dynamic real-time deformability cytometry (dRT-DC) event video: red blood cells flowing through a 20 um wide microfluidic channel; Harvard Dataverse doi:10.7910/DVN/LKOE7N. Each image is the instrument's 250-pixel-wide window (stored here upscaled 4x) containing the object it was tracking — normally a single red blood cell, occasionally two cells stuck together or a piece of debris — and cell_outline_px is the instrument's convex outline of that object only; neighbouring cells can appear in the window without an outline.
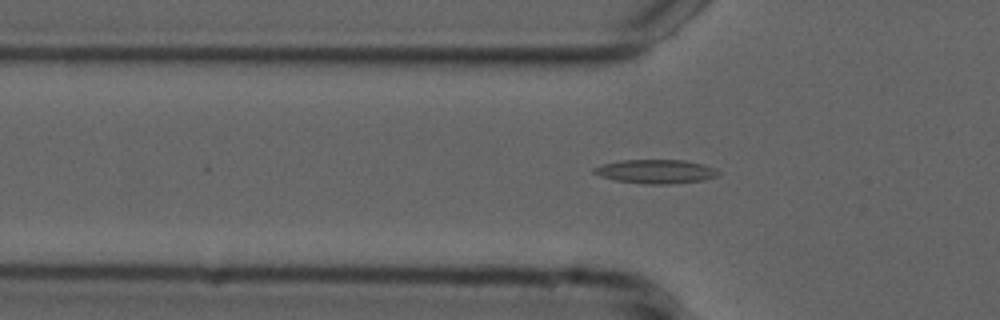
{"species": "common noctule bat (a hibernating species)", "species_latin": "Nyctalus noctula", "temperature_condition": "cold", "stored_images_in_passage": 55, "camera_frame_rate_fps": 3000, "um_per_image_px": 0.085, "animal": {"sex": "male", "forearm_length_mm": 52.5}, "frame": {"image": 1, "passage_image": 18, "time_ms": 5.667, "image_size_px": [1000, 320], "cell_outline_px": [[720, 172], [716, 176], [704, 180], [672, 184], [644, 184], [616, 180], [600, 176], [592, 172], [592, 168], [604, 164], [624, 160], [684, 160], [704, 164], [716, 168]], "centroid_in_image_um": [55.77, 14.58], "position_along_channel_um": 70.0, "area_um2": 17.34}}
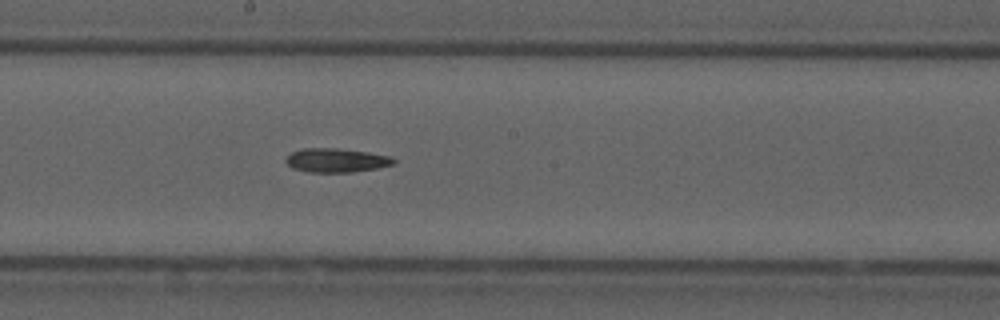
{"frame": {"image": 2, "passage_image": 30, "time_ms": 9.667, "image_size_px": [1000, 320], "cell_outline_px": [[396, 164], [376, 168], [352, 172], [308, 172], [292, 168], [284, 160], [292, 152], [304, 148], [336, 148], [368, 152], [388, 156], [396, 160]], "centroid_in_image_um": [28.58, 13.63], "position_along_channel_um": 219.6, "area_um2": 14.97}}
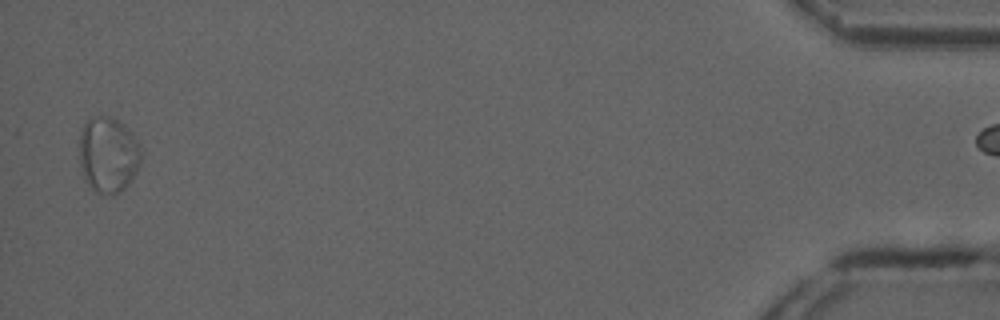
{"frame": {"image": 3, "passage_image": 54, "time_ms": 17.667, "image_size_px": [1000, 320], "cell_outline_px": [[140, 164], [132, 180], [120, 192], [112, 196], [104, 196], [96, 192], [84, 180], [80, 164], [80, 132], [84, 124], [92, 116], [108, 116], [124, 124], [140, 144]], "centroid_in_image_um": [9.19, 13.18], "position_along_channel_um": 426.0, "area_um2": 27.51}}